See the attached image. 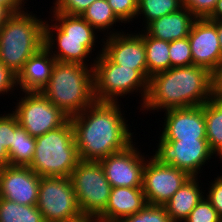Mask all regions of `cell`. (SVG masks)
Returning a JSON list of instances; mask_svg holds the SVG:
<instances>
[{
	"label": "cell",
	"mask_w": 222,
	"mask_h": 222,
	"mask_svg": "<svg viewBox=\"0 0 222 222\" xmlns=\"http://www.w3.org/2000/svg\"><path fill=\"white\" fill-rule=\"evenodd\" d=\"M13 14L3 5L0 4V27L12 16Z\"/></svg>",
	"instance_id": "obj_40"
},
{
	"label": "cell",
	"mask_w": 222,
	"mask_h": 222,
	"mask_svg": "<svg viewBox=\"0 0 222 222\" xmlns=\"http://www.w3.org/2000/svg\"><path fill=\"white\" fill-rule=\"evenodd\" d=\"M204 118L209 147L222 162V100H208L204 104Z\"/></svg>",
	"instance_id": "obj_22"
},
{
	"label": "cell",
	"mask_w": 222,
	"mask_h": 222,
	"mask_svg": "<svg viewBox=\"0 0 222 222\" xmlns=\"http://www.w3.org/2000/svg\"><path fill=\"white\" fill-rule=\"evenodd\" d=\"M212 98L222 100V61L211 73Z\"/></svg>",
	"instance_id": "obj_37"
},
{
	"label": "cell",
	"mask_w": 222,
	"mask_h": 222,
	"mask_svg": "<svg viewBox=\"0 0 222 222\" xmlns=\"http://www.w3.org/2000/svg\"><path fill=\"white\" fill-rule=\"evenodd\" d=\"M209 183L211 184L205 197L222 218V175H218L213 182L209 181Z\"/></svg>",
	"instance_id": "obj_35"
},
{
	"label": "cell",
	"mask_w": 222,
	"mask_h": 222,
	"mask_svg": "<svg viewBox=\"0 0 222 222\" xmlns=\"http://www.w3.org/2000/svg\"><path fill=\"white\" fill-rule=\"evenodd\" d=\"M152 155L161 164H168L186 172L190 177H198L200 170L216 155L207 140H164L161 136ZM213 156V157H212Z\"/></svg>",
	"instance_id": "obj_11"
},
{
	"label": "cell",
	"mask_w": 222,
	"mask_h": 222,
	"mask_svg": "<svg viewBox=\"0 0 222 222\" xmlns=\"http://www.w3.org/2000/svg\"><path fill=\"white\" fill-rule=\"evenodd\" d=\"M97 32L104 34H117L121 31H109L114 28V24L121 21L113 13L107 0H95L81 15ZM117 22V23H116ZM107 31V32H106ZM106 32V33H105Z\"/></svg>",
	"instance_id": "obj_25"
},
{
	"label": "cell",
	"mask_w": 222,
	"mask_h": 222,
	"mask_svg": "<svg viewBox=\"0 0 222 222\" xmlns=\"http://www.w3.org/2000/svg\"><path fill=\"white\" fill-rule=\"evenodd\" d=\"M120 222H172L164 205L146 204L139 212Z\"/></svg>",
	"instance_id": "obj_29"
},
{
	"label": "cell",
	"mask_w": 222,
	"mask_h": 222,
	"mask_svg": "<svg viewBox=\"0 0 222 222\" xmlns=\"http://www.w3.org/2000/svg\"><path fill=\"white\" fill-rule=\"evenodd\" d=\"M35 141L34 157L28 167L40 177H70L80 161L71 120Z\"/></svg>",
	"instance_id": "obj_6"
},
{
	"label": "cell",
	"mask_w": 222,
	"mask_h": 222,
	"mask_svg": "<svg viewBox=\"0 0 222 222\" xmlns=\"http://www.w3.org/2000/svg\"><path fill=\"white\" fill-rule=\"evenodd\" d=\"M138 33L142 36L145 44L148 75L151 77L170 69L169 42L151 37L145 30Z\"/></svg>",
	"instance_id": "obj_23"
},
{
	"label": "cell",
	"mask_w": 222,
	"mask_h": 222,
	"mask_svg": "<svg viewBox=\"0 0 222 222\" xmlns=\"http://www.w3.org/2000/svg\"><path fill=\"white\" fill-rule=\"evenodd\" d=\"M69 178L82 215L95 220L105 210L112 189L101 164L80 160Z\"/></svg>",
	"instance_id": "obj_8"
},
{
	"label": "cell",
	"mask_w": 222,
	"mask_h": 222,
	"mask_svg": "<svg viewBox=\"0 0 222 222\" xmlns=\"http://www.w3.org/2000/svg\"><path fill=\"white\" fill-rule=\"evenodd\" d=\"M126 32L104 35L106 38L101 39L102 52L113 63L139 70L149 80L144 40L137 31L130 34Z\"/></svg>",
	"instance_id": "obj_14"
},
{
	"label": "cell",
	"mask_w": 222,
	"mask_h": 222,
	"mask_svg": "<svg viewBox=\"0 0 222 222\" xmlns=\"http://www.w3.org/2000/svg\"><path fill=\"white\" fill-rule=\"evenodd\" d=\"M169 57L171 68L193 65L188 37L169 42Z\"/></svg>",
	"instance_id": "obj_30"
},
{
	"label": "cell",
	"mask_w": 222,
	"mask_h": 222,
	"mask_svg": "<svg viewBox=\"0 0 222 222\" xmlns=\"http://www.w3.org/2000/svg\"><path fill=\"white\" fill-rule=\"evenodd\" d=\"M183 222H222V218L204 196Z\"/></svg>",
	"instance_id": "obj_31"
},
{
	"label": "cell",
	"mask_w": 222,
	"mask_h": 222,
	"mask_svg": "<svg viewBox=\"0 0 222 222\" xmlns=\"http://www.w3.org/2000/svg\"><path fill=\"white\" fill-rule=\"evenodd\" d=\"M56 59L43 46L24 64L17 75V87L22 92H41L47 85Z\"/></svg>",
	"instance_id": "obj_19"
},
{
	"label": "cell",
	"mask_w": 222,
	"mask_h": 222,
	"mask_svg": "<svg viewBox=\"0 0 222 222\" xmlns=\"http://www.w3.org/2000/svg\"><path fill=\"white\" fill-rule=\"evenodd\" d=\"M193 65L212 73L222 61V50L217 32V20L197 18L188 35Z\"/></svg>",
	"instance_id": "obj_15"
},
{
	"label": "cell",
	"mask_w": 222,
	"mask_h": 222,
	"mask_svg": "<svg viewBox=\"0 0 222 222\" xmlns=\"http://www.w3.org/2000/svg\"><path fill=\"white\" fill-rule=\"evenodd\" d=\"M198 179L200 178L190 177L164 204L172 222H183L204 197L206 190L201 189Z\"/></svg>",
	"instance_id": "obj_21"
},
{
	"label": "cell",
	"mask_w": 222,
	"mask_h": 222,
	"mask_svg": "<svg viewBox=\"0 0 222 222\" xmlns=\"http://www.w3.org/2000/svg\"><path fill=\"white\" fill-rule=\"evenodd\" d=\"M50 9L53 16L49 19L51 22L47 20L44 23V46L57 62L94 67V58L93 63L92 60L89 62L90 65L86 61H89L88 57L91 59L95 51L98 32L80 15H68Z\"/></svg>",
	"instance_id": "obj_3"
},
{
	"label": "cell",
	"mask_w": 222,
	"mask_h": 222,
	"mask_svg": "<svg viewBox=\"0 0 222 222\" xmlns=\"http://www.w3.org/2000/svg\"><path fill=\"white\" fill-rule=\"evenodd\" d=\"M166 113V114H165ZM161 137L164 140H207L204 104L165 110Z\"/></svg>",
	"instance_id": "obj_16"
},
{
	"label": "cell",
	"mask_w": 222,
	"mask_h": 222,
	"mask_svg": "<svg viewBox=\"0 0 222 222\" xmlns=\"http://www.w3.org/2000/svg\"><path fill=\"white\" fill-rule=\"evenodd\" d=\"M212 98L211 73L204 67H173L150 77L140 110L165 111L205 104ZM163 109V110H162Z\"/></svg>",
	"instance_id": "obj_2"
},
{
	"label": "cell",
	"mask_w": 222,
	"mask_h": 222,
	"mask_svg": "<svg viewBox=\"0 0 222 222\" xmlns=\"http://www.w3.org/2000/svg\"><path fill=\"white\" fill-rule=\"evenodd\" d=\"M35 137H32L20 125L13 132L12 144L9 147V165L29 166L35 153Z\"/></svg>",
	"instance_id": "obj_24"
},
{
	"label": "cell",
	"mask_w": 222,
	"mask_h": 222,
	"mask_svg": "<svg viewBox=\"0 0 222 222\" xmlns=\"http://www.w3.org/2000/svg\"><path fill=\"white\" fill-rule=\"evenodd\" d=\"M138 0H107L113 13L121 23H130L136 19Z\"/></svg>",
	"instance_id": "obj_32"
},
{
	"label": "cell",
	"mask_w": 222,
	"mask_h": 222,
	"mask_svg": "<svg viewBox=\"0 0 222 222\" xmlns=\"http://www.w3.org/2000/svg\"><path fill=\"white\" fill-rule=\"evenodd\" d=\"M28 0H0V4L5 6L12 14L23 12L27 7L24 8L25 3Z\"/></svg>",
	"instance_id": "obj_38"
},
{
	"label": "cell",
	"mask_w": 222,
	"mask_h": 222,
	"mask_svg": "<svg viewBox=\"0 0 222 222\" xmlns=\"http://www.w3.org/2000/svg\"><path fill=\"white\" fill-rule=\"evenodd\" d=\"M36 207L45 222H76L84 218L69 177H41Z\"/></svg>",
	"instance_id": "obj_9"
},
{
	"label": "cell",
	"mask_w": 222,
	"mask_h": 222,
	"mask_svg": "<svg viewBox=\"0 0 222 222\" xmlns=\"http://www.w3.org/2000/svg\"><path fill=\"white\" fill-rule=\"evenodd\" d=\"M197 18L186 7L150 22L145 31L159 40L172 42L188 37Z\"/></svg>",
	"instance_id": "obj_20"
},
{
	"label": "cell",
	"mask_w": 222,
	"mask_h": 222,
	"mask_svg": "<svg viewBox=\"0 0 222 222\" xmlns=\"http://www.w3.org/2000/svg\"><path fill=\"white\" fill-rule=\"evenodd\" d=\"M41 177L28 166L0 168V198L23 205H36Z\"/></svg>",
	"instance_id": "obj_17"
},
{
	"label": "cell",
	"mask_w": 222,
	"mask_h": 222,
	"mask_svg": "<svg viewBox=\"0 0 222 222\" xmlns=\"http://www.w3.org/2000/svg\"><path fill=\"white\" fill-rule=\"evenodd\" d=\"M19 126L16 115L0 114V168L9 165L8 150L12 144L13 132Z\"/></svg>",
	"instance_id": "obj_28"
},
{
	"label": "cell",
	"mask_w": 222,
	"mask_h": 222,
	"mask_svg": "<svg viewBox=\"0 0 222 222\" xmlns=\"http://www.w3.org/2000/svg\"><path fill=\"white\" fill-rule=\"evenodd\" d=\"M132 143L126 149L98 161L112 187H142L147 157Z\"/></svg>",
	"instance_id": "obj_13"
},
{
	"label": "cell",
	"mask_w": 222,
	"mask_h": 222,
	"mask_svg": "<svg viewBox=\"0 0 222 222\" xmlns=\"http://www.w3.org/2000/svg\"><path fill=\"white\" fill-rule=\"evenodd\" d=\"M12 111L29 135L42 136L63 126L70 117L57 108L41 92H23Z\"/></svg>",
	"instance_id": "obj_10"
},
{
	"label": "cell",
	"mask_w": 222,
	"mask_h": 222,
	"mask_svg": "<svg viewBox=\"0 0 222 222\" xmlns=\"http://www.w3.org/2000/svg\"><path fill=\"white\" fill-rule=\"evenodd\" d=\"M28 12L26 8L13 14L0 27V61L16 75L26 61L44 46L45 20Z\"/></svg>",
	"instance_id": "obj_5"
},
{
	"label": "cell",
	"mask_w": 222,
	"mask_h": 222,
	"mask_svg": "<svg viewBox=\"0 0 222 222\" xmlns=\"http://www.w3.org/2000/svg\"><path fill=\"white\" fill-rule=\"evenodd\" d=\"M209 20L222 19V0H218L213 12L207 17Z\"/></svg>",
	"instance_id": "obj_39"
},
{
	"label": "cell",
	"mask_w": 222,
	"mask_h": 222,
	"mask_svg": "<svg viewBox=\"0 0 222 222\" xmlns=\"http://www.w3.org/2000/svg\"><path fill=\"white\" fill-rule=\"evenodd\" d=\"M16 88L20 90L17 87V75L0 61V96L5 93L11 94Z\"/></svg>",
	"instance_id": "obj_36"
},
{
	"label": "cell",
	"mask_w": 222,
	"mask_h": 222,
	"mask_svg": "<svg viewBox=\"0 0 222 222\" xmlns=\"http://www.w3.org/2000/svg\"><path fill=\"white\" fill-rule=\"evenodd\" d=\"M41 93L67 116L79 114L96 101L93 67L56 61Z\"/></svg>",
	"instance_id": "obj_4"
},
{
	"label": "cell",
	"mask_w": 222,
	"mask_h": 222,
	"mask_svg": "<svg viewBox=\"0 0 222 222\" xmlns=\"http://www.w3.org/2000/svg\"><path fill=\"white\" fill-rule=\"evenodd\" d=\"M182 7V0H138L136 18L139 15L144 17V29L153 20L174 13Z\"/></svg>",
	"instance_id": "obj_27"
},
{
	"label": "cell",
	"mask_w": 222,
	"mask_h": 222,
	"mask_svg": "<svg viewBox=\"0 0 222 222\" xmlns=\"http://www.w3.org/2000/svg\"><path fill=\"white\" fill-rule=\"evenodd\" d=\"M217 32H218L220 48L222 50V19L217 20Z\"/></svg>",
	"instance_id": "obj_41"
},
{
	"label": "cell",
	"mask_w": 222,
	"mask_h": 222,
	"mask_svg": "<svg viewBox=\"0 0 222 222\" xmlns=\"http://www.w3.org/2000/svg\"><path fill=\"white\" fill-rule=\"evenodd\" d=\"M148 159L143 170L142 191L147 204L164 205L190 176L176 167L161 164L153 156Z\"/></svg>",
	"instance_id": "obj_12"
},
{
	"label": "cell",
	"mask_w": 222,
	"mask_h": 222,
	"mask_svg": "<svg viewBox=\"0 0 222 222\" xmlns=\"http://www.w3.org/2000/svg\"><path fill=\"white\" fill-rule=\"evenodd\" d=\"M0 222H45L36 205H23L0 198Z\"/></svg>",
	"instance_id": "obj_26"
},
{
	"label": "cell",
	"mask_w": 222,
	"mask_h": 222,
	"mask_svg": "<svg viewBox=\"0 0 222 222\" xmlns=\"http://www.w3.org/2000/svg\"><path fill=\"white\" fill-rule=\"evenodd\" d=\"M118 103L95 101L70 117L80 160L100 161L133 143L134 133Z\"/></svg>",
	"instance_id": "obj_1"
},
{
	"label": "cell",
	"mask_w": 222,
	"mask_h": 222,
	"mask_svg": "<svg viewBox=\"0 0 222 222\" xmlns=\"http://www.w3.org/2000/svg\"><path fill=\"white\" fill-rule=\"evenodd\" d=\"M218 0H182L186 7L196 18H207L214 10Z\"/></svg>",
	"instance_id": "obj_34"
},
{
	"label": "cell",
	"mask_w": 222,
	"mask_h": 222,
	"mask_svg": "<svg viewBox=\"0 0 222 222\" xmlns=\"http://www.w3.org/2000/svg\"><path fill=\"white\" fill-rule=\"evenodd\" d=\"M76 222H96V221L94 219L84 217L83 219L76 221Z\"/></svg>",
	"instance_id": "obj_42"
},
{
	"label": "cell",
	"mask_w": 222,
	"mask_h": 222,
	"mask_svg": "<svg viewBox=\"0 0 222 222\" xmlns=\"http://www.w3.org/2000/svg\"><path fill=\"white\" fill-rule=\"evenodd\" d=\"M94 1L95 0H55L52 8L58 13L81 16Z\"/></svg>",
	"instance_id": "obj_33"
},
{
	"label": "cell",
	"mask_w": 222,
	"mask_h": 222,
	"mask_svg": "<svg viewBox=\"0 0 222 222\" xmlns=\"http://www.w3.org/2000/svg\"><path fill=\"white\" fill-rule=\"evenodd\" d=\"M93 67L94 96L100 102H118V98L135 93L141 94L140 106L148 93V79L133 68L113 63L103 52L97 51Z\"/></svg>",
	"instance_id": "obj_7"
},
{
	"label": "cell",
	"mask_w": 222,
	"mask_h": 222,
	"mask_svg": "<svg viewBox=\"0 0 222 222\" xmlns=\"http://www.w3.org/2000/svg\"><path fill=\"white\" fill-rule=\"evenodd\" d=\"M146 204L142 187H112L108 204L95 221L120 222L139 212Z\"/></svg>",
	"instance_id": "obj_18"
}]
</instances>
